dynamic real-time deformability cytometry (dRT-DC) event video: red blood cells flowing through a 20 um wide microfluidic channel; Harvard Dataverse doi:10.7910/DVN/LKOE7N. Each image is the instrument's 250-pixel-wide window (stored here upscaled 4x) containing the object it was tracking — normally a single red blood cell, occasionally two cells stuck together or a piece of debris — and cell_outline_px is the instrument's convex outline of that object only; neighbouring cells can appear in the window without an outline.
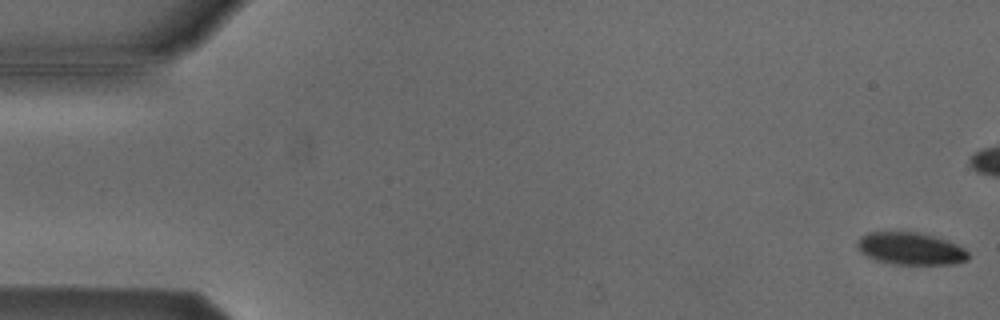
{"species": "Egyptian fruit bat (a non-hibernating species)", "species_latin": "Rousettus aegyptiacus", "temperature_condition": "cold", "stored_images_in_passage": 7, "camera_frame_rate_fps": 3000, "um_per_image_px": 0.085, "animal": {"sex": "male"}, "frame": {"image": 1, "passage_image": 1, "time_ms": 0.0, "image_size_px": [1000, 320], "cell_outline_px": [[968, 260], [956, 264], [892, 264], [876, 260], [860, 252], [856, 248], [856, 244], [860, 236], [868, 232], [916, 232], [932, 236], [956, 244], [964, 248], [968, 252]], "centroid_in_image_um": [77.37, 21.14], "position_along_channel_um": 7.6, "area_um2": 20.87}}
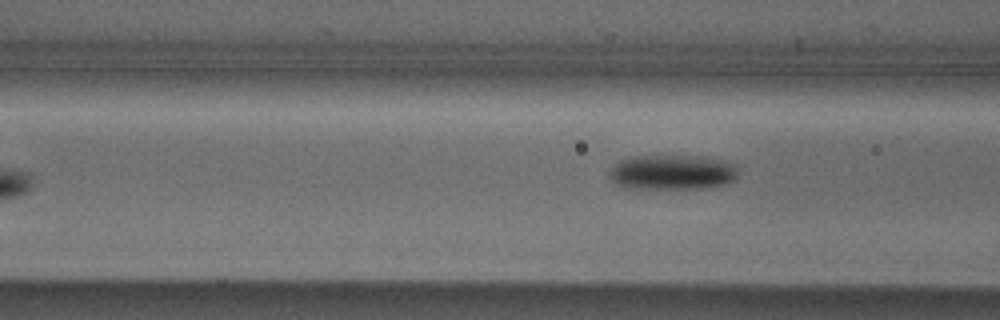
{"frame": {"image": 2, "passage_image": 7, "time_ms": 2.0, "image_size_px": [1000, 320], "cell_outline_px": [[736, 176], [728, 184], [708, 188], [620, 188], [608, 176], [608, 172], [612, 164], [620, 160], [632, 156], [708, 156], [736, 164]], "centroid_in_image_um": [57.1, 14.64], "position_along_channel_um": 109.5, "area_um2": 26.65}}